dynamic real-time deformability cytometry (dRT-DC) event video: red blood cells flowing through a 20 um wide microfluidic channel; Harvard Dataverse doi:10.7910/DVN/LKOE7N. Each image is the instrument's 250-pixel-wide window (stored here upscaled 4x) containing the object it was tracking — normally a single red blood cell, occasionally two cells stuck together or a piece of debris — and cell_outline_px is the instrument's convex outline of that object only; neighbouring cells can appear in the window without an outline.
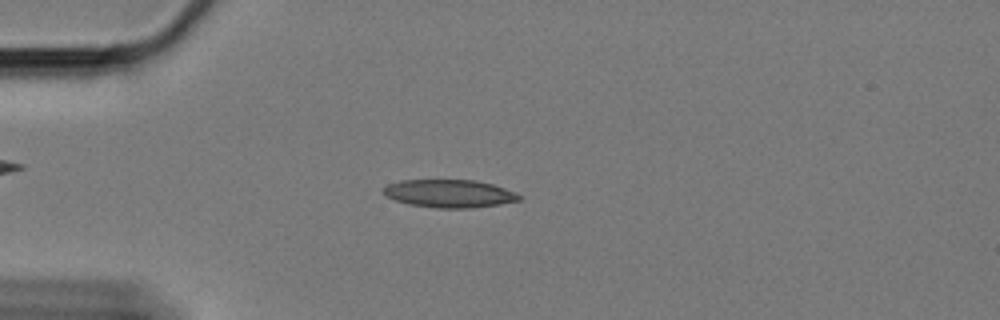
{"species": "Egyptian fruit bat (a non-hibernating species)", "species_latin": "Rousettus aegyptiacus", "temperature_condition": "cold", "stored_images_in_passage": 59, "camera_frame_rate_fps": 3000, "um_per_image_px": 0.085, "animal": {"sex": "female"}, "frame": {"image": 1, "passage_image": 15, "time_ms": 4.667, "image_size_px": [1000, 320], "cell_outline_px": [[520, 200], [500, 204], [472, 208], [436, 208], [408, 204], [396, 200], [388, 196], [384, 192], [384, 188], [388, 184], [400, 180], [476, 180], [492, 184], [516, 192], [520, 196]], "centroid_in_image_um": [38.22, 16.45], "position_along_channel_um": 46.8, "area_um2": 21.96}}
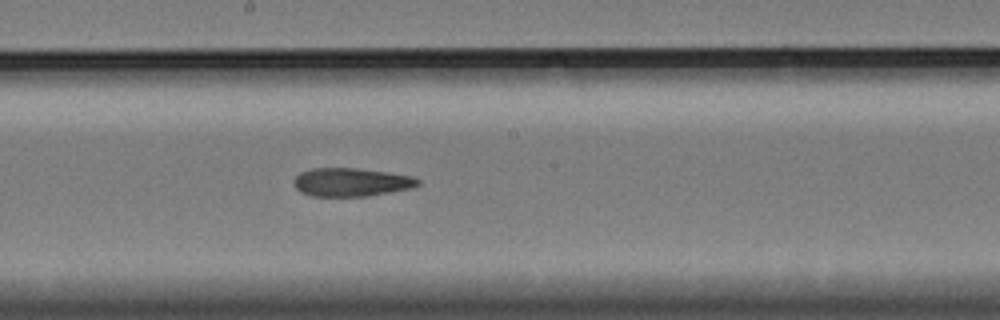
{"frame": {"image": 2, "passage_image": 32, "time_ms": 10.333, "image_size_px": [1000, 320], "cell_outline_px": [[420, 184], [412, 188], [368, 196], [312, 196], [300, 192], [296, 188], [296, 176], [300, 172], [312, 168], [356, 168], [412, 176], [420, 180]], "centroid_in_image_um": [29.87, 15.49], "position_along_channel_um": 218.3, "area_um2": 20.35}}
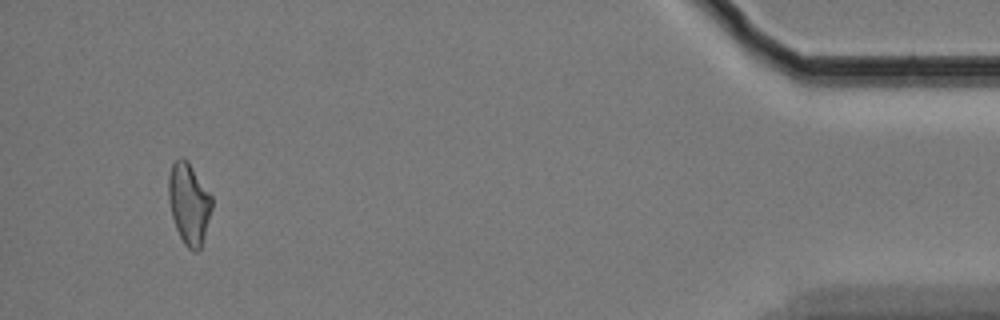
{"frame": {"image": 3, "passage_image": 56, "time_ms": 18.333, "image_size_px": [1000, 320], "cell_outline_px": [[212, 208], [204, 236], [200, 248], [196, 252], [188, 248], [184, 244], [176, 228], [172, 216], [168, 196], [168, 176], [172, 164], [180, 156], [188, 160], [212, 196]], "centroid_in_image_um": [16.05, 17.27], "position_along_channel_um": 419.1, "area_um2": 20.46}, "authors_computed_cell_mechanics": {"area_um2": 20.808, "velocity_mm_per_s": 3.3458, "shape_relaxation_time_tau1_ms": null, "shape_relaxation_time_tau2_ms": 2.0244, "deformation_change_tau1": null, "deformation_change_tau2": 0.1055}}